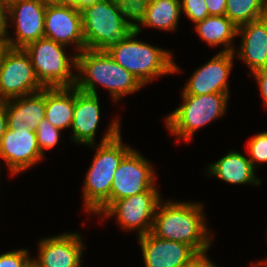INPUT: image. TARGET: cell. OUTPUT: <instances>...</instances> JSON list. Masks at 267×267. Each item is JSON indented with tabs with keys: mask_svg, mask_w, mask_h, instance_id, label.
I'll list each match as a JSON object with an SVG mask.
<instances>
[{
	"mask_svg": "<svg viewBox=\"0 0 267 267\" xmlns=\"http://www.w3.org/2000/svg\"><path fill=\"white\" fill-rule=\"evenodd\" d=\"M181 11V0H150L133 21L147 27L174 30Z\"/></svg>",
	"mask_w": 267,
	"mask_h": 267,
	"instance_id": "cell-21",
	"label": "cell"
},
{
	"mask_svg": "<svg viewBox=\"0 0 267 267\" xmlns=\"http://www.w3.org/2000/svg\"><path fill=\"white\" fill-rule=\"evenodd\" d=\"M153 174V168L149 162L132 149L115 171L110 198L95 213H103L113 202L154 187Z\"/></svg>",
	"mask_w": 267,
	"mask_h": 267,
	"instance_id": "cell-9",
	"label": "cell"
},
{
	"mask_svg": "<svg viewBox=\"0 0 267 267\" xmlns=\"http://www.w3.org/2000/svg\"><path fill=\"white\" fill-rule=\"evenodd\" d=\"M75 107V86L45 88V119L62 130L70 127Z\"/></svg>",
	"mask_w": 267,
	"mask_h": 267,
	"instance_id": "cell-20",
	"label": "cell"
},
{
	"mask_svg": "<svg viewBox=\"0 0 267 267\" xmlns=\"http://www.w3.org/2000/svg\"><path fill=\"white\" fill-rule=\"evenodd\" d=\"M45 5L64 4V0H40Z\"/></svg>",
	"mask_w": 267,
	"mask_h": 267,
	"instance_id": "cell-37",
	"label": "cell"
},
{
	"mask_svg": "<svg viewBox=\"0 0 267 267\" xmlns=\"http://www.w3.org/2000/svg\"><path fill=\"white\" fill-rule=\"evenodd\" d=\"M253 75L259 83V88L262 92L261 95L265 101L264 104L267 105V65L254 72Z\"/></svg>",
	"mask_w": 267,
	"mask_h": 267,
	"instance_id": "cell-32",
	"label": "cell"
},
{
	"mask_svg": "<svg viewBox=\"0 0 267 267\" xmlns=\"http://www.w3.org/2000/svg\"><path fill=\"white\" fill-rule=\"evenodd\" d=\"M75 87L82 92L97 95L95 83H100L110 90L113 99L134 93L143 85L121 65L116 63L107 51L84 49L76 55Z\"/></svg>",
	"mask_w": 267,
	"mask_h": 267,
	"instance_id": "cell-2",
	"label": "cell"
},
{
	"mask_svg": "<svg viewBox=\"0 0 267 267\" xmlns=\"http://www.w3.org/2000/svg\"><path fill=\"white\" fill-rule=\"evenodd\" d=\"M196 31L209 45L223 44L226 49L221 52H234L231 41L237 34V26L225 15L208 16L196 23Z\"/></svg>",
	"mask_w": 267,
	"mask_h": 267,
	"instance_id": "cell-23",
	"label": "cell"
},
{
	"mask_svg": "<svg viewBox=\"0 0 267 267\" xmlns=\"http://www.w3.org/2000/svg\"><path fill=\"white\" fill-rule=\"evenodd\" d=\"M79 234H60L42 239L39 259L32 260L33 267H80L82 241Z\"/></svg>",
	"mask_w": 267,
	"mask_h": 267,
	"instance_id": "cell-16",
	"label": "cell"
},
{
	"mask_svg": "<svg viewBox=\"0 0 267 267\" xmlns=\"http://www.w3.org/2000/svg\"><path fill=\"white\" fill-rule=\"evenodd\" d=\"M6 4H8L9 2L13 1V0H3Z\"/></svg>",
	"mask_w": 267,
	"mask_h": 267,
	"instance_id": "cell-41",
	"label": "cell"
},
{
	"mask_svg": "<svg viewBox=\"0 0 267 267\" xmlns=\"http://www.w3.org/2000/svg\"><path fill=\"white\" fill-rule=\"evenodd\" d=\"M262 18L265 20L266 25H267V12L263 13Z\"/></svg>",
	"mask_w": 267,
	"mask_h": 267,
	"instance_id": "cell-39",
	"label": "cell"
},
{
	"mask_svg": "<svg viewBox=\"0 0 267 267\" xmlns=\"http://www.w3.org/2000/svg\"><path fill=\"white\" fill-rule=\"evenodd\" d=\"M264 12H267V0H263Z\"/></svg>",
	"mask_w": 267,
	"mask_h": 267,
	"instance_id": "cell-38",
	"label": "cell"
},
{
	"mask_svg": "<svg viewBox=\"0 0 267 267\" xmlns=\"http://www.w3.org/2000/svg\"><path fill=\"white\" fill-rule=\"evenodd\" d=\"M206 251L196 253L184 266L182 267H217L206 257Z\"/></svg>",
	"mask_w": 267,
	"mask_h": 267,
	"instance_id": "cell-30",
	"label": "cell"
},
{
	"mask_svg": "<svg viewBox=\"0 0 267 267\" xmlns=\"http://www.w3.org/2000/svg\"><path fill=\"white\" fill-rule=\"evenodd\" d=\"M44 38L66 45L76 44V50L85 49L81 11L66 4L47 5L44 21Z\"/></svg>",
	"mask_w": 267,
	"mask_h": 267,
	"instance_id": "cell-12",
	"label": "cell"
},
{
	"mask_svg": "<svg viewBox=\"0 0 267 267\" xmlns=\"http://www.w3.org/2000/svg\"><path fill=\"white\" fill-rule=\"evenodd\" d=\"M44 88L24 48L6 47L0 57V102L30 95Z\"/></svg>",
	"mask_w": 267,
	"mask_h": 267,
	"instance_id": "cell-8",
	"label": "cell"
},
{
	"mask_svg": "<svg viewBox=\"0 0 267 267\" xmlns=\"http://www.w3.org/2000/svg\"><path fill=\"white\" fill-rule=\"evenodd\" d=\"M250 161L255 168V162H267V132L260 133L250 139L248 143Z\"/></svg>",
	"mask_w": 267,
	"mask_h": 267,
	"instance_id": "cell-26",
	"label": "cell"
},
{
	"mask_svg": "<svg viewBox=\"0 0 267 267\" xmlns=\"http://www.w3.org/2000/svg\"><path fill=\"white\" fill-rule=\"evenodd\" d=\"M138 237L146 267H182L197 253L187 244L161 239L151 232Z\"/></svg>",
	"mask_w": 267,
	"mask_h": 267,
	"instance_id": "cell-15",
	"label": "cell"
},
{
	"mask_svg": "<svg viewBox=\"0 0 267 267\" xmlns=\"http://www.w3.org/2000/svg\"><path fill=\"white\" fill-rule=\"evenodd\" d=\"M241 32V33H240ZM242 35V46L238 56L245 61L254 73L267 65V25L263 18L237 28Z\"/></svg>",
	"mask_w": 267,
	"mask_h": 267,
	"instance_id": "cell-19",
	"label": "cell"
},
{
	"mask_svg": "<svg viewBox=\"0 0 267 267\" xmlns=\"http://www.w3.org/2000/svg\"><path fill=\"white\" fill-rule=\"evenodd\" d=\"M6 35H0V57L4 49L7 47L6 45Z\"/></svg>",
	"mask_w": 267,
	"mask_h": 267,
	"instance_id": "cell-36",
	"label": "cell"
},
{
	"mask_svg": "<svg viewBox=\"0 0 267 267\" xmlns=\"http://www.w3.org/2000/svg\"><path fill=\"white\" fill-rule=\"evenodd\" d=\"M0 157L13 174L28 169L43 157L36 132L30 128H7L0 140Z\"/></svg>",
	"mask_w": 267,
	"mask_h": 267,
	"instance_id": "cell-13",
	"label": "cell"
},
{
	"mask_svg": "<svg viewBox=\"0 0 267 267\" xmlns=\"http://www.w3.org/2000/svg\"><path fill=\"white\" fill-rule=\"evenodd\" d=\"M64 47L54 40L41 38L24 48L39 82L45 88L75 86L76 76L72 75L70 67L72 64L76 66V56L70 61L63 51Z\"/></svg>",
	"mask_w": 267,
	"mask_h": 267,
	"instance_id": "cell-7",
	"label": "cell"
},
{
	"mask_svg": "<svg viewBox=\"0 0 267 267\" xmlns=\"http://www.w3.org/2000/svg\"><path fill=\"white\" fill-rule=\"evenodd\" d=\"M7 4L0 0V35H6L7 38Z\"/></svg>",
	"mask_w": 267,
	"mask_h": 267,
	"instance_id": "cell-33",
	"label": "cell"
},
{
	"mask_svg": "<svg viewBox=\"0 0 267 267\" xmlns=\"http://www.w3.org/2000/svg\"><path fill=\"white\" fill-rule=\"evenodd\" d=\"M234 52H220L193 73L183 94L229 93L227 77L232 69Z\"/></svg>",
	"mask_w": 267,
	"mask_h": 267,
	"instance_id": "cell-14",
	"label": "cell"
},
{
	"mask_svg": "<svg viewBox=\"0 0 267 267\" xmlns=\"http://www.w3.org/2000/svg\"><path fill=\"white\" fill-rule=\"evenodd\" d=\"M101 142L84 180L85 206L91 213H95L110 198L115 171L122 159L132 150L121 144L119 124L116 120Z\"/></svg>",
	"mask_w": 267,
	"mask_h": 267,
	"instance_id": "cell-3",
	"label": "cell"
},
{
	"mask_svg": "<svg viewBox=\"0 0 267 267\" xmlns=\"http://www.w3.org/2000/svg\"><path fill=\"white\" fill-rule=\"evenodd\" d=\"M263 0H227L225 16L237 27L262 18Z\"/></svg>",
	"mask_w": 267,
	"mask_h": 267,
	"instance_id": "cell-24",
	"label": "cell"
},
{
	"mask_svg": "<svg viewBox=\"0 0 267 267\" xmlns=\"http://www.w3.org/2000/svg\"><path fill=\"white\" fill-rule=\"evenodd\" d=\"M102 0H64V4L71 5L75 7L77 10H83L85 7L90 6L96 2H100Z\"/></svg>",
	"mask_w": 267,
	"mask_h": 267,
	"instance_id": "cell-34",
	"label": "cell"
},
{
	"mask_svg": "<svg viewBox=\"0 0 267 267\" xmlns=\"http://www.w3.org/2000/svg\"><path fill=\"white\" fill-rule=\"evenodd\" d=\"M228 95L229 93L183 94V104L166 117L168 129L178 137L191 140L198 128L224 114Z\"/></svg>",
	"mask_w": 267,
	"mask_h": 267,
	"instance_id": "cell-6",
	"label": "cell"
},
{
	"mask_svg": "<svg viewBox=\"0 0 267 267\" xmlns=\"http://www.w3.org/2000/svg\"><path fill=\"white\" fill-rule=\"evenodd\" d=\"M209 16L225 15L227 0H205Z\"/></svg>",
	"mask_w": 267,
	"mask_h": 267,
	"instance_id": "cell-31",
	"label": "cell"
},
{
	"mask_svg": "<svg viewBox=\"0 0 267 267\" xmlns=\"http://www.w3.org/2000/svg\"><path fill=\"white\" fill-rule=\"evenodd\" d=\"M181 9L196 23L203 21L209 16L205 0H183V2H181Z\"/></svg>",
	"mask_w": 267,
	"mask_h": 267,
	"instance_id": "cell-27",
	"label": "cell"
},
{
	"mask_svg": "<svg viewBox=\"0 0 267 267\" xmlns=\"http://www.w3.org/2000/svg\"><path fill=\"white\" fill-rule=\"evenodd\" d=\"M139 24L107 52L116 63L133 74L142 85L155 76L177 72L170 52L133 39L140 32Z\"/></svg>",
	"mask_w": 267,
	"mask_h": 267,
	"instance_id": "cell-5",
	"label": "cell"
},
{
	"mask_svg": "<svg viewBox=\"0 0 267 267\" xmlns=\"http://www.w3.org/2000/svg\"><path fill=\"white\" fill-rule=\"evenodd\" d=\"M59 131L60 129L54 127L45 118L38 124L35 132L42 155L44 149H50L57 144L60 134Z\"/></svg>",
	"mask_w": 267,
	"mask_h": 267,
	"instance_id": "cell-25",
	"label": "cell"
},
{
	"mask_svg": "<svg viewBox=\"0 0 267 267\" xmlns=\"http://www.w3.org/2000/svg\"><path fill=\"white\" fill-rule=\"evenodd\" d=\"M208 169L210 175H215L228 183L260 184V180L256 179L254 175L251 161L236 151H231L214 164H211Z\"/></svg>",
	"mask_w": 267,
	"mask_h": 267,
	"instance_id": "cell-22",
	"label": "cell"
},
{
	"mask_svg": "<svg viewBox=\"0 0 267 267\" xmlns=\"http://www.w3.org/2000/svg\"><path fill=\"white\" fill-rule=\"evenodd\" d=\"M85 49L107 51L134 30V17L112 0L81 10Z\"/></svg>",
	"mask_w": 267,
	"mask_h": 267,
	"instance_id": "cell-4",
	"label": "cell"
},
{
	"mask_svg": "<svg viewBox=\"0 0 267 267\" xmlns=\"http://www.w3.org/2000/svg\"><path fill=\"white\" fill-rule=\"evenodd\" d=\"M27 250L7 252L0 255V267H32Z\"/></svg>",
	"mask_w": 267,
	"mask_h": 267,
	"instance_id": "cell-28",
	"label": "cell"
},
{
	"mask_svg": "<svg viewBox=\"0 0 267 267\" xmlns=\"http://www.w3.org/2000/svg\"><path fill=\"white\" fill-rule=\"evenodd\" d=\"M262 264L264 265V267H267V261H265V262H260V263H258V264H255V266L257 265H261V267H262Z\"/></svg>",
	"mask_w": 267,
	"mask_h": 267,
	"instance_id": "cell-40",
	"label": "cell"
},
{
	"mask_svg": "<svg viewBox=\"0 0 267 267\" xmlns=\"http://www.w3.org/2000/svg\"><path fill=\"white\" fill-rule=\"evenodd\" d=\"M47 5L40 0H13L7 4V13L16 25V39L6 38L10 48H25L28 44L44 38V21Z\"/></svg>",
	"mask_w": 267,
	"mask_h": 267,
	"instance_id": "cell-11",
	"label": "cell"
},
{
	"mask_svg": "<svg viewBox=\"0 0 267 267\" xmlns=\"http://www.w3.org/2000/svg\"><path fill=\"white\" fill-rule=\"evenodd\" d=\"M8 128L7 113L4 102H0V140Z\"/></svg>",
	"mask_w": 267,
	"mask_h": 267,
	"instance_id": "cell-35",
	"label": "cell"
},
{
	"mask_svg": "<svg viewBox=\"0 0 267 267\" xmlns=\"http://www.w3.org/2000/svg\"><path fill=\"white\" fill-rule=\"evenodd\" d=\"M159 193L155 187L145 192L113 202L103 213L117 216V221L125 229L139 230L138 236L152 230L154 215L160 203ZM153 215V216H152Z\"/></svg>",
	"mask_w": 267,
	"mask_h": 267,
	"instance_id": "cell-10",
	"label": "cell"
},
{
	"mask_svg": "<svg viewBox=\"0 0 267 267\" xmlns=\"http://www.w3.org/2000/svg\"><path fill=\"white\" fill-rule=\"evenodd\" d=\"M201 206L188 202H166L162 205L160 202L151 233L161 239L187 244L197 253L207 251L211 238L204 224Z\"/></svg>",
	"mask_w": 267,
	"mask_h": 267,
	"instance_id": "cell-1",
	"label": "cell"
},
{
	"mask_svg": "<svg viewBox=\"0 0 267 267\" xmlns=\"http://www.w3.org/2000/svg\"><path fill=\"white\" fill-rule=\"evenodd\" d=\"M4 104L8 128H30L36 131L38 124L45 118V88L32 95L13 98V102L11 99L6 100Z\"/></svg>",
	"mask_w": 267,
	"mask_h": 267,
	"instance_id": "cell-17",
	"label": "cell"
},
{
	"mask_svg": "<svg viewBox=\"0 0 267 267\" xmlns=\"http://www.w3.org/2000/svg\"><path fill=\"white\" fill-rule=\"evenodd\" d=\"M98 95L79 91L75 87V107L73 110L74 142L93 145L95 131L100 117Z\"/></svg>",
	"mask_w": 267,
	"mask_h": 267,
	"instance_id": "cell-18",
	"label": "cell"
},
{
	"mask_svg": "<svg viewBox=\"0 0 267 267\" xmlns=\"http://www.w3.org/2000/svg\"><path fill=\"white\" fill-rule=\"evenodd\" d=\"M135 17L150 0H112Z\"/></svg>",
	"mask_w": 267,
	"mask_h": 267,
	"instance_id": "cell-29",
	"label": "cell"
}]
</instances>
